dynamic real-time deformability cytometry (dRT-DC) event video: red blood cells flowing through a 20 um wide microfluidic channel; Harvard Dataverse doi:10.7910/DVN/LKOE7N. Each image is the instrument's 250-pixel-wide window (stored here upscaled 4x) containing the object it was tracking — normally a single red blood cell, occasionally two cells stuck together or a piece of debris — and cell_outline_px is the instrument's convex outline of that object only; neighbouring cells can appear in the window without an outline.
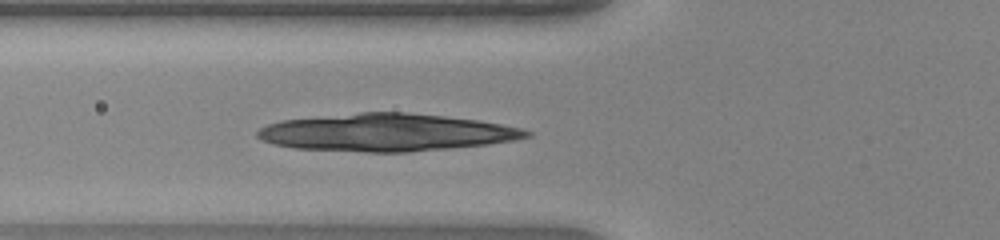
{"species": "human", "species_latin": "Homo sapiens", "temperature_condition": "warm", "stored_images_in_passage": 36, "segment_of_instrument_passage": [2, 2], "camera_frame_rate_fps": 3000, "um_per_image_px": 0.085, "donor": {"sex": "female"}, "frame": {"image": 1, "passage_image": 6, "time_ms": 1.667, "image_size_px": [1000, 240], "cell_outline_px": [[532, 136], [516, 140], [488, 144], [408, 152], [368, 152], [296, 148], [276, 144], [264, 140], [256, 136], [256, 132], [260, 128], [268, 124], [280, 120], [360, 112], [408, 112], [480, 120], [524, 128], [532, 132]], "centroid_in_image_um": [32.9, 11.25], "position_along_channel_um": 92.9, "area_um2": 58.78}}
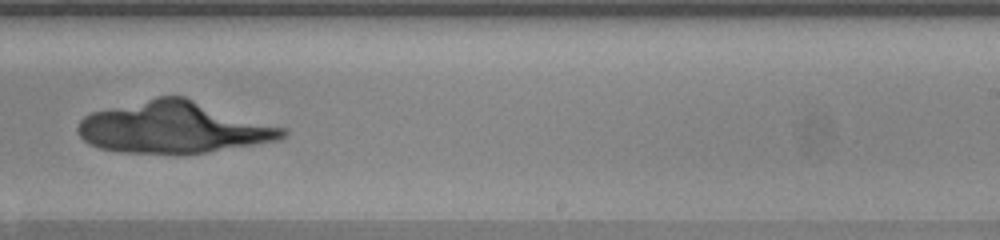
{"frame": {"image": 2, "passage_image": 19, "time_ms": 6.0, "image_size_px": [1000, 240], "cell_outline_px": [[288, 136], [280, 140], [208, 152], [120, 152], [100, 148], [88, 144], [80, 136], [76, 128], [80, 120], [84, 116], [92, 112], [156, 96], [184, 96], [288, 128]], "centroid_in_image_um": [14.81, 10.81], "position_along_channel_um": 274.2, "area_um2": 61.56}}
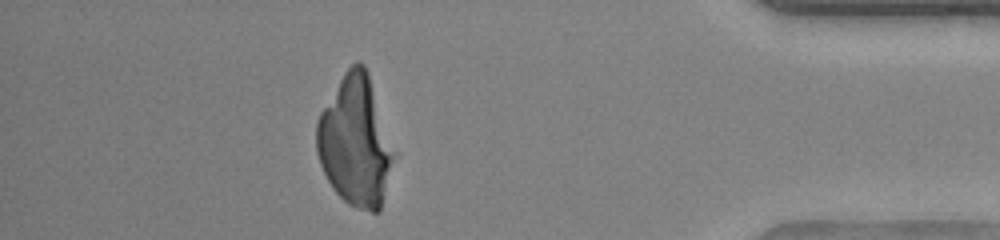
{"frame": {"image": 3, "passage_image": 31, "time_ms": 10.0, "image_size_px": [1000, 240], "cell_outline_px": [[396, 152], [380, 212], [372, 212], [356, 208], [348, 204], [332, 188], [320, 164], [316, 152], [316, 120], [320, 112], [344, 72], [356, 60], [360, 60], [364, 64], [368, 72]], "centroid_in_image_um": [30.21, 12.01], "position_along_channel_um": 405.0, "area_um2": 58.78}}